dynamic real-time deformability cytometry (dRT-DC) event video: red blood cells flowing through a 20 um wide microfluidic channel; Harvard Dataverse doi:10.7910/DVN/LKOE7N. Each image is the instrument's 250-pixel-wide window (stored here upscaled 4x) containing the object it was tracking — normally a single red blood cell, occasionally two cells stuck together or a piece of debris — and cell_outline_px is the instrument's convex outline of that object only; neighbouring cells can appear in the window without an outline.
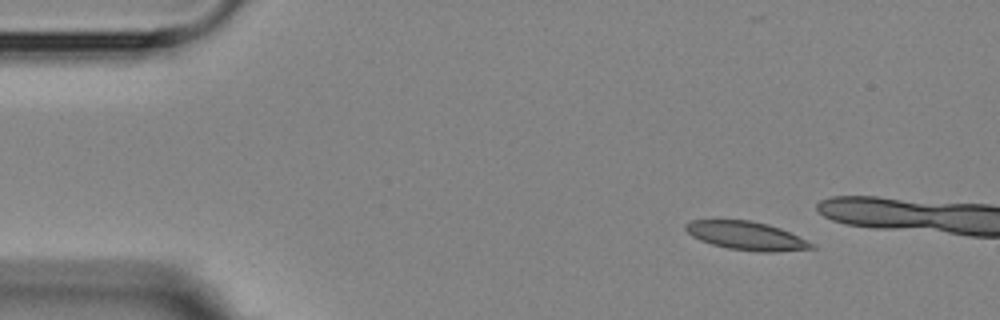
{"species": "Egyptian fruit bat (a non-hibernating species)", "species_latin": "Rousettus aegyptiacus", "temperature_condition": "room temperature", "stored_images_in_passage": 4, "camera_frame_rate_fps": 3000, "um_per_image_px": 0.085, "animal": {"sex": "female"}, "frame": {"image": 1, "passage_image": 1, "time_ms": 0.0, "image_size_px": [1000, 320], "cell_outline_px": [[816, 248], [776, 252], [760, 252], [728, 248], [712, 244], [700, 240], [692, 236], [684, 228], [684, 224], [692, 220], [748, 220], [768, 224], [780, 228], [816, 244]], "centroid_in_image_um": [63.46, 20.04], "position_along_channel_um": 21.5, "area_um2": 20.87}}